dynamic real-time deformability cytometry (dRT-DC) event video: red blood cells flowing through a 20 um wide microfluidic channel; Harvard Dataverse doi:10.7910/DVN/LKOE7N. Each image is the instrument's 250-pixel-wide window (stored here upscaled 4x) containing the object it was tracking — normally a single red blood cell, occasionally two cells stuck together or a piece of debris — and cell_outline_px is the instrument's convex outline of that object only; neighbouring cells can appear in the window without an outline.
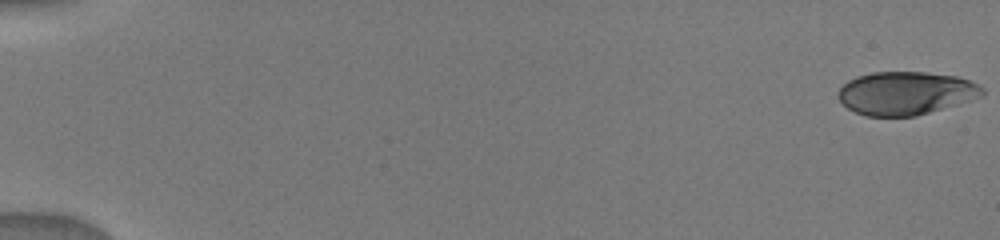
{"species": "human", "species_latin": "Homo sapiens", "temperature_condition": "warm", "stored_images_in_passage": 23, "camera_frame_rate_fps": 3000, "um_per_image_px": 0.085, "donor": {"sex": "male"}, "frame": {"image": 1, "passage_image": 1, "time_ms": 0.0, "image_size_px": [1000, 240], "cell_outline_px": [[984, 96], [972, 100], [916, 116], [864, 116], [848, 108], [836, 96], [840, 88], [848, 80], [856, 76], [872, 72], [924, 72], [956, 76], [980, 84], [984, 88]], "centroid_in_image_um": [77.01, 7.92], "position_along_channel_um": 8.0, "area_um2": 36.47}}
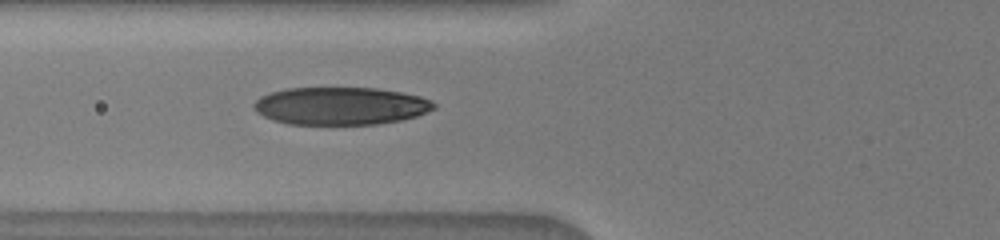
{"frame": {"image": 2, "passage_image": 12, "time_ms": 6.667, "image_size_px": [1000, 240], "cell_outline_px": [[436, 108], [416, 116], [400, 120], [376, 124], [288, 124], [272, 120], [256, 112], [252, 104], [260, 96], [272, 92], [288, 88], [376, 88], [400, 92], [420, 96], [432, 100], [436, 104]], "centroid_in_image_um": [28.94, 9.0], "position_along_channel_um": 96.9, "area_um2": 39.54}}
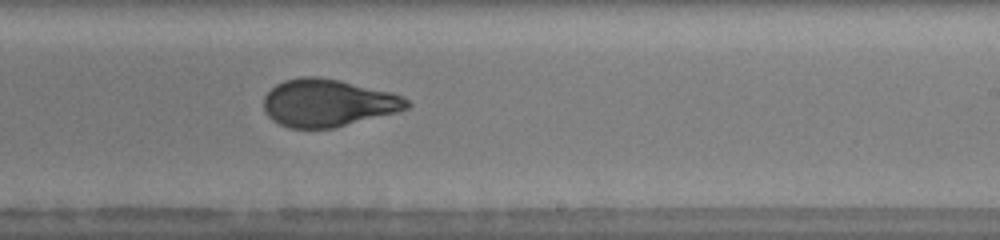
{"frame": {"image": 3, "passage_image": 23, "time_ms": 10.667, "image_size_px": [1000, 240], "cell_outline_px": [[412, 104], [408, 108], [396, 112], [332, 128], [292, 128], [280, 124], [272, 120], [268, 116], [264, 108], [264, 96], [276, 84], [284, 80], [300, 76], [320, 76], [340, 80], [392, 92], [408, 100]], "centroid_in_image_um": [27.86, 8.73], "position_along_channel_um": 261.1, "area_um2": 39.54}}